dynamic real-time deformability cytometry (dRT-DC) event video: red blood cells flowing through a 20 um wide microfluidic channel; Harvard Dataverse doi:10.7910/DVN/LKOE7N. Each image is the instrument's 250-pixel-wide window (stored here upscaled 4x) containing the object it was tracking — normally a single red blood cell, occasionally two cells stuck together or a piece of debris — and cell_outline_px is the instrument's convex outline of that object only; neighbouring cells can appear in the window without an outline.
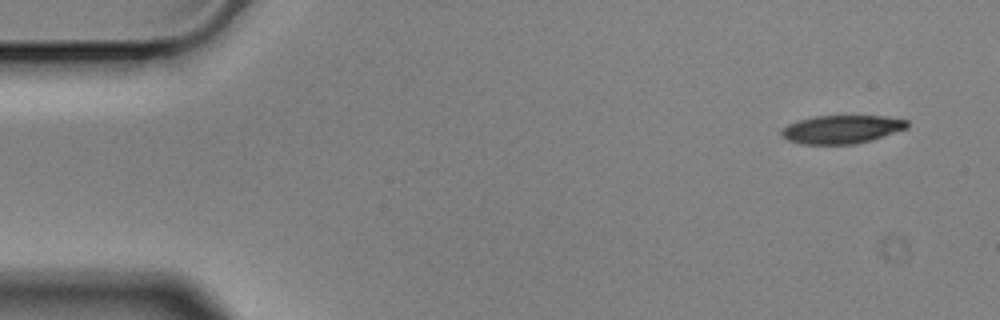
{"species": "Egyptian fruit bat (a non-hibernating species)", "species_latin": "Rousettus aegyptiacus", "temperature_condition": "cold", "stored_images_in_passage": 7, "camera_frame_rate_fps": 3000, "um_per_image_px": 0.085, "animal": {"sex": "male"}, "frame": {"image": 1, "passage_image": 1, "time_ms": 0.0, "image_size_px": [1000, 320], "cell_outline_px": [[908, 128], [872, 140], [852, 144], [800, 144], [788, 140], [780, 136], [780, 132], [788, 124], [800, 120], [816, 116], [884, 116], [908, 120]], "centroid_in_image_um": [71.55, 11.0], "position_along_channel_um": 13.5, "area_um2": 20.69}}
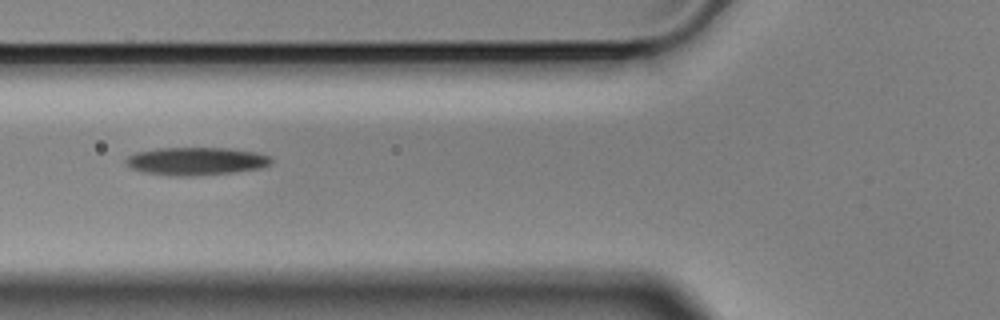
{"frame": {"image": 2, "passage_image": 6, "time_ms": 1.667, "image_size_px": [1000, 320], "cell_outline_px": [[272, 160], [268, 164], [260, 168], [232, 172], [192, 176], [176, 176], [144, 172], [132, 168], [124, 164], [124, 160], [128, 156], [136, 152], [156, 148], [228, 148], [256, 152], [268, 156]], "centroid_in_image_um": [16.61, 13.69], "position_along_channel_um": 109.2, "area_um2": 23.47}}
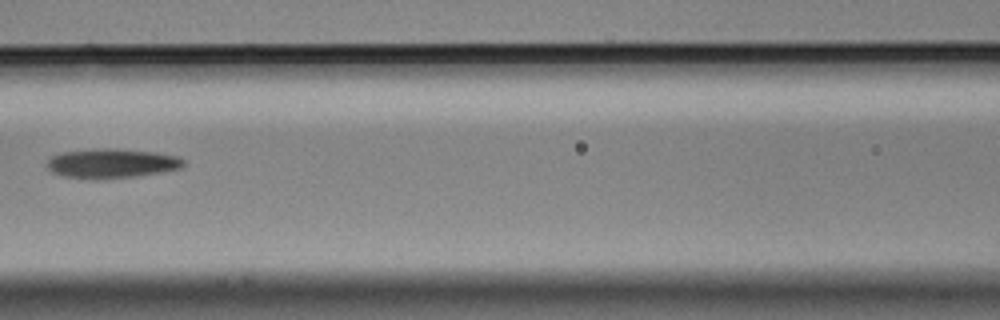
{"frame": {"image": 3, "passage_image": 7, "time_ms": 2.0, "image_size_px": [1000, 320], "cell_outline_px": [[184, 168], [136, 176], [100, 180], [88, 180], [60, 176], [52, 172], [44, 164], [52, 156], [64, 152], [104, 148], [112, 148], [156, 152], [180, 156], [184, 160]], "centroid_in_image_um": [9.49, 13.91], "position_along_channel_um": 157.1, "area_um2": 23.87}}